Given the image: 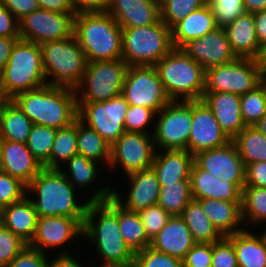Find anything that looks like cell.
<instances>
[{"instance_id":"6da1fadb","label":"cell","mask_w":266,"mask_h":267,"mask_svg":"<svg viewBox=\"0 0 266 267\" xmlns=\"http://www.w3.org/2000/svg\"><path fill=\"white\" fill-rule=\"evenodd\" d=\"M36 196H28L29 193ZM77 190L60 169L43 168L27 185V197L32 201L38 217L66 216L84 219L89 202H102L112 197L113 189L106 185L95 191L82 205L75 199ZM37 197V198H36Z\"/></svg>"},{"instance_id":"7a4b0ae2","label":"cell","mask_w":266,"mask_h":267,"mask_svg":"<svg viewBox=\"0 0 266 267\" xmlns=\"http://www.w3.org/2000/svg\"><path fill=\"white\" fill-rule=\"evenodd\" d=\"M83 237L92 241L96 246L94 250L103 259L98 267L134 263L135 254L125 244L119 230L118 203L113 197L102 202H89L84 217Z\"/></svg>"},{"instance_id":"3957f363","label":"cell","mask_w":266,"mask_h":267,"mask_svg":"<svg viewBox=\"0 0 266 267\" xmlns=\"http://www.w3.org/2000/svg\"><path fill=\"white\" fill-rule=\"evenodd\" d=\"M11 100L34 124L57 130L78 119L76 91L73 88L46 84L20 92Z\"/></svg>"},{"instance_id":"277c9868","label":"cell","mask_w":266,"mask_h":267,"mask_svg":"<svg viewBox=\"0 0 266 267\" xmlns=\"http://www.w3.org/2000/svg\"><path fill=\"white\" fill-rule=\"evenodd\" d=\"M74 35L88 62L122 58V28L106 11L77 13Z\"/></svg>"},{"instance_id":"5b68a950","label":"cell","mask_w":266,"mask_h":267,"mask_svg":"<svg viewBox=\"0 0 266 267\" xmlns=\"http://www.w3.org/2000/svg\"><path fill=\"white\" fill-rule=\"evenodd\" d=\"M155 67L171 100L202 99L206 70L189 57L182 48H173L156 63Z\"/></svg>"},{"instance_id":"8992f818","label":"cell","mask_w":266,"mask_h":267,"mask_svg":"<svg viewBox=\"0 0 266 267\" xmlns=\"http://www.w3.org/2000/svg\"><path fill=\"white\" fill-rule=\"evenodd\" d=\"M47 84L40 44L18 40L0 75V88L6 99Z\"/></svg>"},{"instance_id":"52a82bcc","label":"cell","mask_w":266,"mask_h":267,"mask_svg":"<svg viewBox=\"0 0 266 267\" xmlns=\"http://www.w3.org/2000/svg\"><path fill=\"white\" fill-rule=\"evenodd\" d=\"M40 47L47 84L75 89L81 83L88 64L75 35L41 43Z\"/></svg>"},{"instance_id":"ba28073f","label":"cell","mask_w":266,"mask_h":267,"mask_svg":"<svg viewBox=\"0 0 266 267\" xmlns=\"http://www.w3.org/2000/svg\"><path fill=\"white\" fill-rule=\"evenodd\" d=\"M172 49L171 29L161 19L148 26L122 28V59L128 66H155Z\"/></svg>"},{"instance_id":"9c48e42d","label":"cell","mask_w":266,"mask_h":267,"mask_svg":"<svg viewBox=\"0 0 266 267\" xmlns=\"http://www.w3.org/2000/svg\"><path fill=\"white\" fill-rule=\"evenodd\" d=\"M128 64L122 58L88 62L81 83L75 88L77 107L103 102L122 94Z\"/></svg>"},{"instance_id":"30bf717a","label":"cell","mask_w":266,"mask_h":267,"mask_svg":"<svg viewBox=\"0 0 266 267\" xmlns=\"http://www.w3.org/2000/svg\"><path fill=\"white\" fill-rule=\"evenodd\" d=\"M262 61L236 58L234 61L206 70L204 92H229L244 95L260 85L265 71Z\"/></svg>"},{"instance_id":"8fae6325","label":"cell","mask_w":266,"mask_h":267,"mask_svg":"<svg viewBox=\"0 0 266 267\" xmlns=\"http://www.w3.org/2000/svg\"><path fill=\"white\" fill-rule=\"evenodd\" d=\"M155 119L153 140L156 150H188L192 101L172 100L156 114Z\"/></svg>"},{"instance_id":"7c38bea8","label":"cell","mask_w":266,"mask_h":267,"mask_svg":"<svg viewBox=\"0 0 266 267\" xmlns=\"http://www.w3.org/2000/svg\"><path fill=\"white\" fill-rule=\"evenodd\" d=\"M122 95L129 105L148 107L156 114L172 101L155 66H129Z\"/></svg>"},{"instance_id":"4fadbf2b","label":"cell","mask_w":266,"mask_h":267,"mask_svg":"<svg viewBox=\"0 0 266 267\" xmlns=\"http://www.w3.org/2000/svg\"><path fill=\"white\" fill-rule=\"evenodd\" d=\"M128 107L125 97L120 94L103 102L83 103L78 108V119L94 129L111 146L125 132Z\"/></svg>"},{"instance_id":"5bb4252c","label":"cell","mask_w":266,"mask_h":267,"mask_svg":"<svg viewBox=\"0 0 266 267\" xmlns=\"http://www.w3.org/2000/svg\"><path fill=\"white\" fill-rule=\"evenodd\" d=\"M76 13L39 8L18 21L20 40L45 43L74 36Z\"/></svg>"},{"instance_id":"9a60e30c","label":"cell","mask_w":266,"mask_h":267,"mask_svg":"<svg viewBox=\"0 0 266 267\" xmlns=\"http://www.w3.org/2000/svg\"><path fill=\"white\" fill-rule=\"evenodd\" d=\"M156 153L153 134L125 131L110 146L111 168L122 167L125 175L149 169Z\"/></svg>"},{"instance_id":"2e32d148","label":"cell","mask_w":266,"mask_h":267,"mask_svg":"<svg viewBox=\"0 0 266 267\" xmlns=\"http://www.w3.org/2000/svg\"><path fill=\"white\" fill-rule=\"evenodd\" d=\"M194 162L218 179L229 180L243 190L246 166L232 140L224 146L198 152Z\"/></svg>"},{"instance_id":"e0dca14e","label":"cell","mask_w":266,"mask_h":267,"mask_svg":"<svg viewBox=\"0 0 266 267\" xmlns=\"http://www.w3.org/2000/svg\"><path fill=\"white\" fill-rule=\"evenodd\" d=\"M231 139L221 129L213 112L202 100L192 101V122L188 139V151L195 155L226 145Z\"/></svg>"},{"instance_id":"ac0fdd59","label":"cell","mask_w":266,"mask_h":267,"mask_svg":"<svg viewBox=\"0 0 266 267\" xmlns=\"http://www.w3.org/2000/svg\"><path fill=\"white\" fill-rule=\"evenodd\" d=\"M83 223L84 219L66 216L38 217L34 237L28 246L44 253L48 248L63 247L66 242L83 237Z\"/></svg>"},{"instance_id":"d6986e66","label":"cell","mask_w":266,"mask_h":267,"mask_svg":"<svg viewBox=\"0 0 266 267\" xmlns=\"http://www.w3.org/2000/svg\"><path fill=\"white\" fill-rule=\"evenodd\" d=\"M182 49L205 70L230 63L237 58L223 27H217L203 37L189 41Z\"/></svg>"},{"instance_id":"ffe728a7","label":"cell","mask_w":266,"mask_h":267,"mask_svg":"<svg viewBox=\"0 0 266 267\" xmlns=\"http://www.w3.org/2000/svg\"><path fill=\"white\" fill-rule=\"evenodd\" d=\"M130 182L128 195L122 201L121 195L113 189L112 197L119 205L131 212H139L156 205L159 199L161 186L152 168L137 171L126 175ZM127 199V200H126Z\"/></svg>"},{"instance_id":"44dd1931","label":"cell","mask_w":266,"mask_h":267,"mask_svg":"<svg viewBox=\"0 0 266 267\" xmlns=\"http://www.w3.org/2000/svg\"><path fill=\"white\" fill-rule=\"evenodd\" d=\"M106 12L121 28L148 26L161 19L158 0H109Z\"/></svg>"},{"instance_id":"7402d4cb","label":"cell","mask_w":266,"mask_h":267,"mask_svg":"<svg viewBox=\"0 0 266 267\" xmlns=\"http://www.w3.org/2000/svg\"><path fill=\"white\" fill-rule=\"evenodd\" d=\"M0 156V171L19 179L26 186L43 169L24 143L1 140Z\"/></svg>"},{"instance_id":"603a6c76","label":"cell","mask_w":266,"mask_h":267,"mask_svg":"<svg viewBox=\"0 0 266 267\" xmlns=\"http://www.w3.org/2000/svg\"><path fill=\"white\" fill-rule=\"evenodd\" d=\"M213 112L221 129L232 140L245 127L240 109V95L229 92H204L201 99Z\"/></svg>"},{"instance_id":"cb8c5ba5","label":"cell","mask_w":266,"mask_h":267,"mask_svg":"<svg viewBox=\"0 0 266 267\" xmlns=\"http://www.w3.org/2000/svg\"><path fill=\"white\" fill-rule=\"evenodd\" d=\"M223 28L227 34L231 50L237 58H251L261 61L264 49L259 45L256 37L253 13L245 12Z\"/></svg>"},{"instance_id":"d4e9b609","label":"cell","mask_w":266,"mask_h":267,"mask_svg":"<svg viewBox=\"0 0 266 267\" xmlns=\"http://www.w3.org/2000/svg\"><path fill=\"white\" fill-rule=\"evenodd\" d=\"M162 152L156 150L151 166L160 186L190 180L194 155L188 150L173 149L163 150Z\"/></svg>"},{"instance_id":"484cf974","label":"cell","mask_w":266,"mask_h":267,"mask_svg":"<svg viewBox=\"0 0 266 267\" xmlns=\"http://www.w3.org/2000/svg\"><path fill=\"white\" fill-rule=\"evenodd\" d=\"M196 244L190 229L181 216H171L166 225L151 240L150 247L183 260Z\"/></svg>"},{"instance_id":"4316f807","label":"cell","mask_w":266,"mask_h":267,"mask_svg":"<svg viewBox=\"0 0 266 267\" xmlns=\"http://www.w3.org/2000/svg\"><path fill=\"white\" fill-rule=\"evenodd\" d=\"M190 186L193 199L242 201V191L236 185L229 180L218 179L195 162L191 169Z\"/></svg>"},{"instance_id":"83f0119b","label":"cell","mask_w":266,"mask_h":267,"mask_svg":"<svg viewBox=\"0 0 266 267\" xmlns=\"http://www.w3.org/2000/svg\"><path fill=\"white\" fill-rule=\"evenodd\" d=\"M37 219L35 207L27 195L0 211V223L27 245L34 237Z\"/></svg>"},{"instance_id":"f1b7e54d","label":"cell","mask_w":266,"mask_h":267,"mask_svg":"<svg viewBox=\"0 0 266 267\" xmlns=\"http://www.w3.org/2000/svg\"><path fill=\"white\" fill-rule=\"evenodd\" d=\"M214 227L223 236L235 234L245 229L242 221V201H223L216 199H196ZM242 227V228H241Z\"/></svg>"},{"instance_id":"f546056e","label":"cell","mask_w":266,"mask_h":267,"mask_svg":"<svg viewBox=\"0 0 266 267\" xmlns=\"http://www.w3.org/2000/svg\"><path fill=\"white\" fill-rule=\"evenodd\" d=\"M217 27L213 13L209 5L206 4L171 28L173 48H182L189 41L203 37Z\"/></svg>"},{"instance_id":"4dcf8cb0","label":"cell","mask_w":266,"mask_h":267,"mask_svg":"<svg viewBox=\"0 0 266 267\" xmlns=\"http://www.w3.org/2000/svg\"><path fill=\"white\" fill-rule=\"evenodd\" d=\"M227 238L233 243L238 267H266V238L263 232L255 235L247 227Z\"/></svg>"},{"instance_id":"1f68e13d","label":"cell","mask_w":266,"mask_h":267,"mask_svg":"<svg viewBox=\"0 0 266 267\" xmlns=\"http://www.w3.org/2000/svg\"><path fill=\"white\" fill-rule=\"evenodd\" d=\"M34 123L11 100L0 105V139L26 144Z\"/></svg>"},{"instance_id":"d6a6232c","label":"cell","mask_w":266,"mask_h":267,"mask_svg":"<svg viewBox=\"0 0 266 267\" xmlns=\"http://www.w3.org/2000/svg\"><path fill=\"white\" fill-rule=\"evenodd\" d=\"M196 243H215L223 236L206 216L200 202L192 199L181 215Z\"/></svg>"},{"instance_id":"836d02e7","label":"cell","mask_w":266,"mask_h":267,"mask_svg":"<svg viewBox=\"0 0 266 267\" xmlns=\"http://www.w3.org/2000/svg\"><path fill=\"white\" fill-rule=\"evenodd\" d=\"M118 225L125 244L135 254L149 247L148 238L138 212H131L118 204Z\"/></svg>"},{"instance_id":"e575fe53","label":"cell","mask_w":266,"mask_h":267,"mask_svg":"<svg viewBox=\"0 0 266 267\" xmlns=\"http://www.w3.org/2000/svg\"><path fill=\"white\" fill-rule=\"evenodd\" d=\"M232 141L245 166L250 163L266 161V135L255 126H246Z\"/></svg>"},{"instance_id":"d590c367","label":"cell","mask_w":266,"mask_h":267,"mask_svg":"<svg viewBox=\"0 0 266 267\" xmlns=\"http://www.w3.org/2000/svg\"><path fill=\"white\" fill-rule=\"evenodd\" d=\"M77 151L90 160L110 162V145L94 130L77 119Z\"/></svg>"},{"instance_id":"8d00e7d4","label":"cell","mask_w":266,"mask_h":267,"mask_svg":"<svg viewBox=\"0 0 266 267\" xmlns=\"http://www.w3.org/2000/svg\"><path fill=\"white\" fill-rule=\"evenodd\" d=\"M77 120L69 126L57 129L49 161L43 166L46 169H60L62 161L67 162L77 154ZM60 165V166H59Z\"/></svg>"},{"instance_id":"74e56055","label":"cell","mask_w":266,"mask_h":267,"mask_svg":"<svg viewBox=\"0 0 266 267\" xmlns=\"http://www.w3.org/2000/svg\"><path fill=\"white\" fill-rule=\"evenodd\" d=\"M192 199L190 180H182L176 184L161 186L157 204L171 216H181Z\"/></svg>"},{"instance_id":"f35d334b","label":"cell","mask_w":266,"mask_h":267,"mask_svg":"<svg viewBox=\"0 0 266 267\" xmlns=\"http://www.w3.org/2000/svg\"><path fill=\"white\" fill-rule=\"evenodd\" d=\"M242 221L257 225L266 223V188L244 186L242 190Z\"/></svg>"},{"instance_id":"ab89813d","label":"cell","mask_w":266,"mask_h":267,"mask_svg":"<svg viewBox=\"0 0 266 267\" xmlns=\"http://www.w3.org/2000/svg\"><path fill=\"white\" fill-rule=\"evenodd\" d=\"M98 162L88 159L81 154H75L71 159H69L65 165H68V172L60 170L73 185L75 189H84L86 187L90 188V184L95 181L98 174Z\"/></svg>"},{"instance_id":"60d3db41","label":"cell","mask_w":266,"mask_h":267,"mask_svg":"<svg viewBox=\"0 0 266 267\" xmlns=\"http://www.w3.org/2000/svg\"><path fill=\"white\" fill-rule=\"evenodd\" d=\"M56 129L34 124L26 142L27 148L34 157L44 166L50 159Z\"/></svg>"},{"instance_id":"b9f144b4","label":"cell","mask_w":266,"mask_h":267,"mask_svg":"<svg viewBox=\"0 0 266 267\" xmlns=\"http://www.w3.org/2000/svg\"><path fill=\"white\" fill-rule=\"evenodd\" d=\"M240 109L246 126H255L266 114V95L261 85L240 96Z\"/></svg>"},{"instance_id":"7bdbcfd3","label":"cell","mask_w":266,"mask_h":267,"mask_svg":"<svg viewBox=\"0 0 266 267\" xmlns=\"http://www.w3.org/2000/svg\"><path fill=\"white\" fill-rule=\"evenodd\" d=\"M207 4V0H161V20L171 29L177 22Z\"/></svg>"},{"instance_id":"ee69618b","label":"cell","mask_w":266,"mask_h":267,"mask_svg":"<svg viewBox=\"0 0 266 267\" xmlns=\"http://www.w3.org/2000/svg\"><path fill=\"white\" fill-rule=\"evenodd\" d=\"M218 27H225L245 13L243 0H207Z\"/></svg>"},{"instance_id":"f6af8a7d","label":"cell","mask_w":266,"mask_h":267,"mask_svg":"<svg viewBox=\"0 0 266 267\" xmlns=\"http://www.w3.org/2000/svg\"><path fill=\"white\" fill-rule=\"evenodd\" d=\"M156 113L148 108L142 106L129 105L125 114L124 128L127 132H139L145 134H153L147 132L151 122L156 121Z\"/></svg>"},{"instance_id":"bcb514c9","label":"cell","mask_w":266,"mask_h":267,"mask_svg":"<svg viewBox=\"0 0 266 267\" xmlns=\"http://www.w3.org/2000/svg\"><path fill=\"white\" fill-rule=\"evenodd\" d=\"M27 195V186L19 179L0 171V211L22 200Z\"/></svg>"},{"instance_id":"7dc6e473","label":"cell","mask_w":266,"mask_h":267,"mask_svg":"<svg viewBox=\"0 0 266 267\" xmlns=\"http://www.w3.org/2000/svg\"><path fill=\"white\" fill-rule=\"evenodd\" d=\"M137 267H183V260L146 247L135 253Z\"/></svg>"},{"instance_id":"c3c4849f","label":"cell","mask_w":266,"mask_h":267,"mask_svg":"<svg viewBox=\"0 0 266 267\" xmlns=\"http://www.w3.org/2000/svg\"><path fill=\"white\" fill-rule=\"evenodd\" d=\"M138 214L150 240L159 233L171 217V215L158 204L149 206L139 211Z\"/></svg>"},{"instance_id":"681fc988","label":"cell","mask_w":266,"mask_h":267,"mask_svg":"<svg viewBox=\"0 0 266 267\" xmlns=\"http://www.w3.org/2000/svg\"><path fill=\"white\" fill-rule=\"evenodd\" d=\"M26 245L24 241L0 223V267H6Z\"/></svg>"},{"instance_id":"f907efd6","label":"cell","mask_w":266,"mask_h":267,"mask_svg":"<svg viewBox=\"0 0 266 267\" xmlns=\"http://www.w3.org/2000/svg\"><path fill=\"white\" fill-rule=\"evenodd\" d=\"M211 267H238L233 243L227 237L212 243Z\"/></svg>"},{"instance_id":"816d5d0a","label":"cell","mask_w":266,"mask_h":267,"mask_svg":"<svg viewBox=\"0 0 266 267\" xmlns=\"http://www.w3.org/2000/svg\"><path fill=\"white\" fill-rule=\"evenodd\" d=\"M46 253L26 245L6 267H49Z\"/></svg>"},{"instance_id":"f5cc1de1","label":"cell","mask_w":266,"mask_h":267,"mask_svg":"<svg viewBox=\"0 0 266 267\" xmlns=\"http://www.w3.org/2000/svg\"><path fill=\"white\" fill-rule=\"evenodd\" d=\"M212 243H196L183 259V267H211Z\"/></svg>"},{"instance_id":"db71d44e","label":"cell","mask_w":266,"mask_h":267,"mask_svg":"<svg viewBox=\"0 0 266 267\" xmlns=\"http://www.w3.org/2000/svg\"><path fill=\"white\" fill-rule=\"evenodd\" d=\"M245 186L266 188V161L250 163L246 166Z\"/></svg>"},{"instance_id":"11a10c76","label":"cell","mask_w":266,"mask_h":267,"mask_svg":"<svg viewBox=\"0 0 266 267\" xmlns=\"http://www.w3.org/2000/svg\"><path fill=\"white\" fill-rule=\"evenodd\" d=\"M0 2L18 21L40 8L37 0H0Z\"/></svg>"},{"instance_id":"9f6ffc18","label":"cell","mask_w":266,"mask_h":267,"mask_svg":"<svg viewBox=\"0 0 266 267\" xmlns=\"http://www.w3.org/2000/svg\"><path fill=\"white\" fill-rule=\"evenodd\" d=\"M0 37H19L16 17L0 2Z\"/></svg>"},{"instance_id":"6f0895ef","label":"cell","mask_w":266,"mask_h":267,"mask_svg":"<svg viewBox=\"0 0 266 267\" xmlns=\"http://www.w3.org/2000/svg\"><path fill=\"white\" fill-rule=\"evenodd\" d=\"M73 9L77 13L106 11L109 0H71Z\"/></svg>"},{"instance_id":"680465c9","label":"cell","mask_w":266,"mask_h":267,"mask_svg":"<svg viewBox=\"0 0 266 267\" xmlns=\"http://www.w3.org/2000/svg\"><path fill=\"white\" fill-rule=\"evenodd\" d=\"M40 8L53 12L76 13L71 0H37Z\"/></svg>"},{"instance_id":"91938a15","label":"cell","mask_w":266,"mask_h":267,"mask_svg":"<svg viewBox=\"0 0 266 267\" xmlns=\"http://www.w3.org/2000/svg\"><path fill=\"white\" fill-rule=\"evenodd\" d=\"M20 37H0V75L11 55V51L15 43Z\"/></svg>"},{"instance_id":"94428289","label":"cell","mask_w":266,"mask_h":267,"mask_svg":"<svg viewBox=\"0 0 266 267\" xmlns=\"http://www.w3.org/2000/svg\"><path fill=\"white\" fill-rule=\"evenodd\" d=\"M255 33L259 45L266 48V10L254 14Z\"/></svg>"},{"instance_id":"6125c7cd","label":"cell","mask_w":266,"mask_h":267,"mask_svg":"<svg viewBox=\"0 0 266 267\" xmlns=\"http://www.w3.org/2000/svg\"><path fill=\"white\" fill-rule=\"evenodd\" d=\"M52 260L53 259L49 262V267H84V265L76 261L65 248L56 255L53 261Z\"/></svg>"},{"instance_id":"be15d7a7","label":"cell","mask_w":266,"mask_h":267,"mask_svg":"<svg viewBox=\"0 0 266 267\" xmlns=\"http://www.w3.org/2000/svg\"><path fill=\"white\" fill-rule=\"evenodd\" d=\"M246 12L257 13L266 10V0H243Z\"/></svg>"},{"instance_id":"e7e4bbea","label":"cell","mask_w":266,"mask_h":267,"mask_svg":"<svg viewBox=\"0 0 266 267\" xmlns=\"http://www.w3.org/2000/svg\"><path fill=\"white\" fill-rule=\"evenodd\" d=\"M255 127H257L260 132L266 135V114L259 120Z\"/></svg>"},{"instance_id":"03108f58","label":"cell","mask_w":266,"mask_h":267,"mask_svg":"<svg viewBox=\"0 0 266 267\" xmlns=\"http://www.w3.org/2000/svg\"><path fill=\"white\" fill-rule=\"evenodd\" d=\"M260 85L264 89V92H265V95H266V69H265V71L261 75Z\"/></svg>"},{"instance_id":"003e7915","label":"cell","mask_w":266,"mask_h":267,"mask_svg":"<svg viewBox=\"0 0 266 267\" xmlns=\"http://www.w3.org/2000/svg\"><path fill=\"white\" fill-rule=\"evenodd\" d=\"M261 61H262V63L264 64V66L266 68V48L264 49L263 57H262Z\"/></svg>"},{"instance_id":"a7ac6f4b","label":"cell","mask_w":266,"mask_h":267,"mask_svg":"<svg viewBox=\"0 0 266 267\" xmlns=\"http://www.w3.org/2000/svg\"><path fill=\"white\" fill-rule=\"evenodd\" d=\"M6 100V98L3 96L2 92H1V88H0V105L1 103H3Z\"/></svg>"},{"instance_id":"89a4df30","label":"cell","mask_w":266,"mask_h":267,"mask_svg":"<svg viewBox=\"0 0 266 267\" xmlns=\"http://www.w3.org/2000/svg\"><path fill=\"white\" fill-rule=\"evenodd\" d=\"M110 267H137V266L134 263H132V264L125 265V266H110Z\"/></svg>"},{"instance_id":"2644e50d","label":"cell","mask_w":266,"mask_h":267,"mask_svg":"<svg viewBox=\"0 0 266 267\" xmlns=\"http://www.w3.org/2000/svg\"><path fill=\"white\" fill-rule=\"evenodd\" d=\"M263 234H264V236L266 238V228L263 229Z\"/></svg>"},{"instance_id":"8c879c8a","label":"cell","mask_w":266,"mask_h":267,"mask_svg":"<svg viewBox=\"0 0 266 267\" xmlns=\"http://www.w3.org/2000/svg\"><path fill=\"white\" fill-rule=\"evenodd\" d=\"M0 151H1V139H0ZM0 165H1V156H0Z\"/></svg>"}]
</instances>
